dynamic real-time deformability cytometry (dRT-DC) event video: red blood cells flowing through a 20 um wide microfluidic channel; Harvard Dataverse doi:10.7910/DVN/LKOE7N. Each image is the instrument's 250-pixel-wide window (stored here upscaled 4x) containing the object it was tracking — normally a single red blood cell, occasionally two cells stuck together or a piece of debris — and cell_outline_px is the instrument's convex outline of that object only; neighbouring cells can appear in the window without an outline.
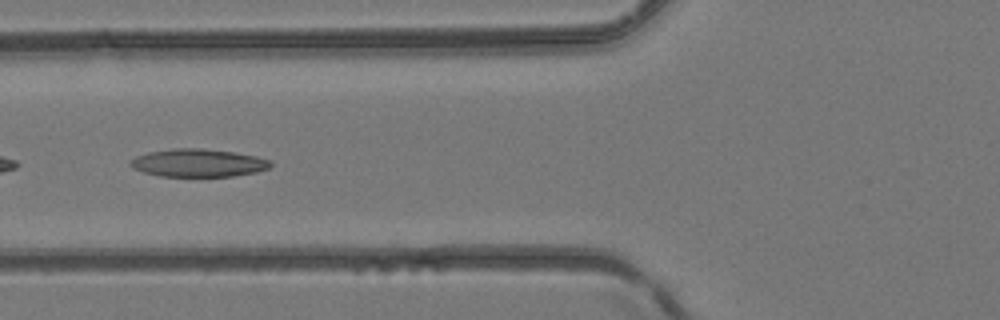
{"species": "common noctule bat (a hibernating species)", "species_latin": "Nyctalus noctula", "temperature_condition": "room temperature", "stored_images_in_passage": 6, "camera_frame_rate_fps": 3000, "um_per_image_px": 0.085, "animal": {"sex": "female", "body_mass_g": 24.6, "forearm_length_mm": 56.2}, "frame": {"image": 1, "passage_image": 5, "time_ms": 1.333, "image_size_px": [1000, 320], "cell_outline_px": [[272, 164], [268, 168], [256, 172], [232, 176], [160, 176], [144, 172], [132, 168], [128, 164], [128, 160], [136, 156], [148, 152], [172, 148], [200, 148], [236, 152], [256, 156], [272, 160]], "centroid_in_image_um": [16.82, 13.84], "position_along_channel_um": 109.0, "area_um2": 22.95}}
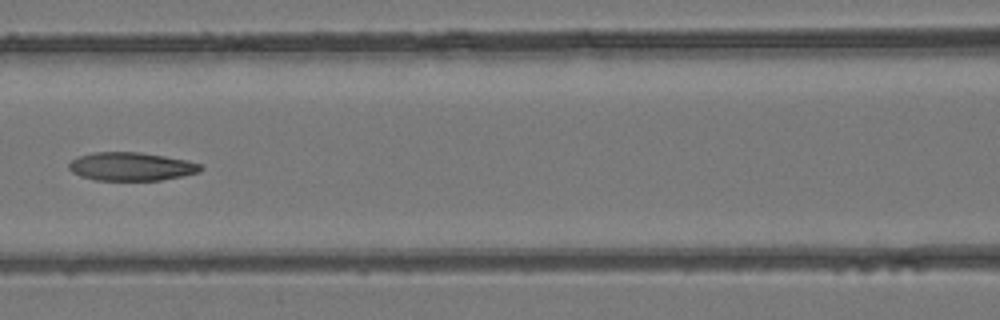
{"frame": {"image": 2, "passage_image": 6, "time_ms": 1.667, "image_size_px": [1000, 320], "cell_outline_px": [[204, 168], [200, 172], [160, 180], [96, 180], [80, 176], [72, 172], [68, 168], [68, 164], [72, 160], [80, 156], [96, 152], [140, 152], [188, 160], [200, 164]], "centroid_in_image_um": [11.16, 14.15], "position_along_channel_um": 155.4, "area_um2": 21.68}}